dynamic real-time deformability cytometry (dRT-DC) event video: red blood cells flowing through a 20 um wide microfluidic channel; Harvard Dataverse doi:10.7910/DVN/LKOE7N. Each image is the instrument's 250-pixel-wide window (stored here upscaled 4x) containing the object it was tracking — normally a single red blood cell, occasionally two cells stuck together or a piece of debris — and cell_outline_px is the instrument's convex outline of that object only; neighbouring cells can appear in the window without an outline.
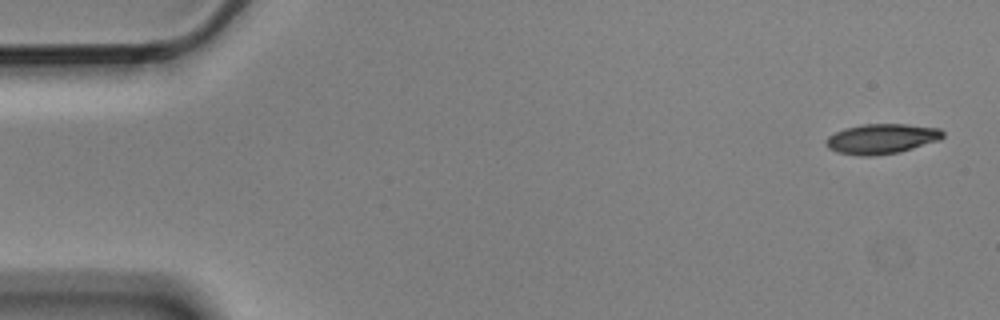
{"species": "Egyptian fruit bat (a non-hibernating species)", "species_latin": "Rousettus aegyptiacus", "temperature_condition": "cold", "stored_images_in_passage": 4, "camera_frame_rate_fps": 3000, "um_per_image_px": 0.085, "animal": {"sex": "male"}, "frame": {"image": 1, "passage_image": 1, "time_ms": 0.0, "image_size_px": [1000, 320], "cell_outline_px": [[944, 136], [940, 140], [900, 152], [872, 156], [856, 156], [836, 152], [828, 148], [828, 136], [844, 128], [864, 124], [904, 124], [940, 128], [944, 132]], "centroid_in_image_um": [74.96, 11.8], "position_along_channel_um": 10.0, "area_um2": 20.46}}